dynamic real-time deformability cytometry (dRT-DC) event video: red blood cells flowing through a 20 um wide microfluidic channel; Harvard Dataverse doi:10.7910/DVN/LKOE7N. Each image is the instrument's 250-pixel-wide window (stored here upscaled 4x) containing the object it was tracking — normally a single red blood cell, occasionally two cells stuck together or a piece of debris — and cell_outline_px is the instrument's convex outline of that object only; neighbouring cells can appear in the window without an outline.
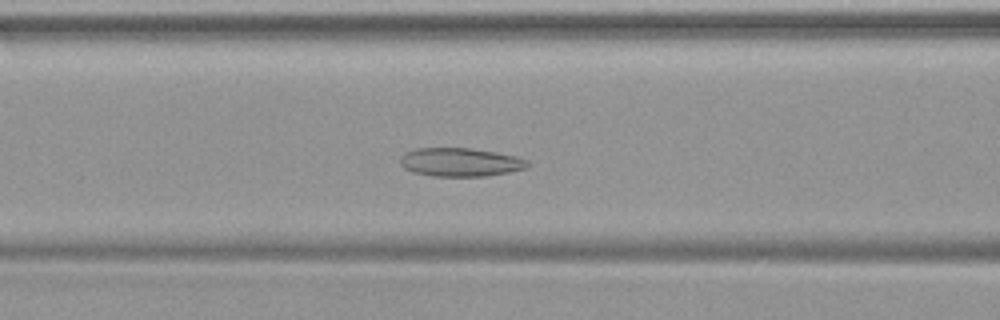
{"species": "common noctule bat (a hibernating species)", "species_latin": "Nyctalus noctula", "temperature_condition": "warm", "stored_images_in_passage": 35, "camera_frame_rate_fps": 3000, "um_per_image_px": 0.085, "animal": {"sex": "female", "body_mass_g": 19.9}, "frame": {"image": 1, "passage_image": 12, "time_ms": 3.667, "image_size_px": [1000, 320], "cell_outline_px": [[532, 164], [524, 168], [508, 172], [488, 176], [432, 176], [416, 172], [404, 168], [400, 164], [400, 156], [404, 152], [416, 148], [468, 148], [496, 152], [520, 156], [528, 160]], "centroid_in_image_um": [39.15, 13.77], "position_along_channel_um": 127.4, "area_um2": 21.33}}
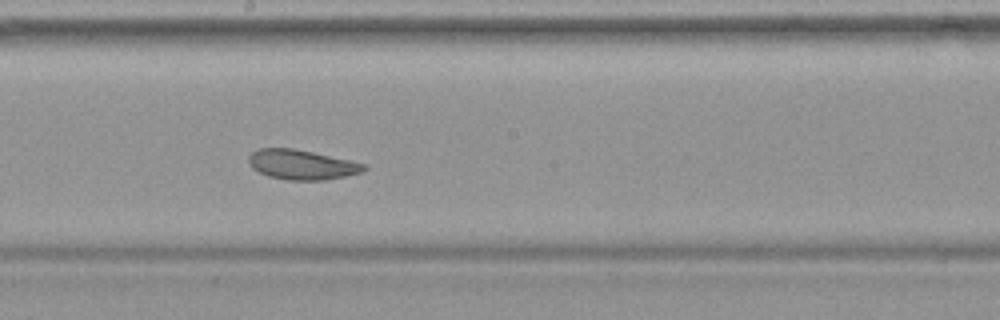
{"frame": {"image": 2, "passage_image": 19, "time_ms": 6.0, "image_size_px": [1000, 320], "cell_outline_px": [[368, 168], [360, 172], [344, 176], [324, 180], [288, 180], [268, 176], [252, 168], [248, 164], [248, 156], [252, 152], [260, 148], [292, 148], [312, 152], [368, 164]], "centroid_in_image_um": [25.63, 13.99], "position_along_channel_um": 222.6, "area_um2": 19.94}}
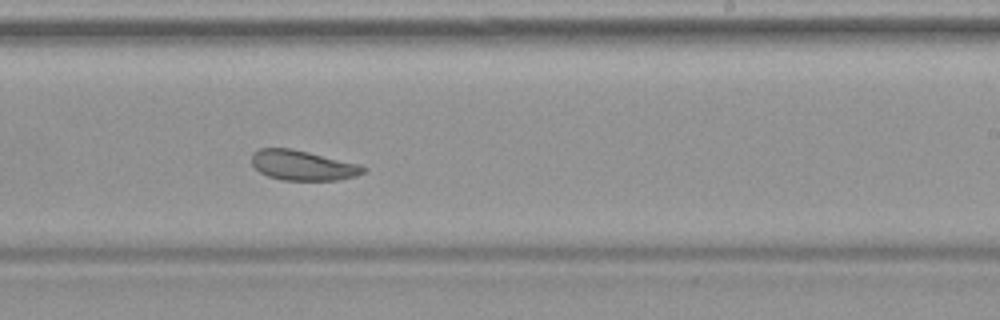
{"frame": {"image": 3, "passage_image": 22, "time_ms": 7.0, "image_size_px": [1000, 320], "cell_outline_px": [[368, 168], [364, 172], [356, 176], [340, 180], [284, 180], [268, 176], [260, 172], [252, 164], [252, 152], [260, 148], [292, 148], [360, 164]], "centroid_in_image_um": [25.75, 14.05], "position_along_channel_um": 263.2, "area_um2": 19.59}}